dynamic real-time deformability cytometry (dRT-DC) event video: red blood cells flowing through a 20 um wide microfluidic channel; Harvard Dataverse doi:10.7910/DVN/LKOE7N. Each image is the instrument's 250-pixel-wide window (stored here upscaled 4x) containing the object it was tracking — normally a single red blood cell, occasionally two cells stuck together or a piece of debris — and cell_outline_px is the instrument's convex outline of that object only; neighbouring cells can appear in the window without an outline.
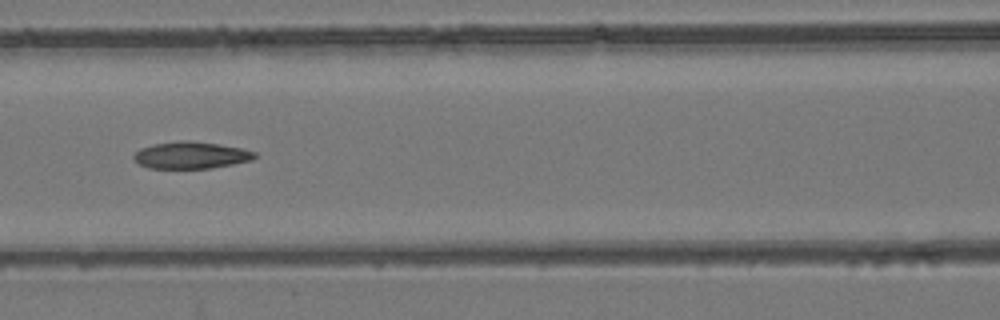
{"species": "common noctule bat (a hibernating species)", "species_latin": "Nyctalus noctula", "temperature_condition": "room temperature", "stored_images_in_passage": 8, "camera_frame_rate_fps": 3000, "um_per_image_px": 0.085, "animal": {"sex": "female", "body_mass_g": 24.6, "forearm_length_mm": 56.2}, "frame": {"image": 1, "passage_image": 8, "time_ms": 8.0, "image_size_px": [1000, 320], "cell_outline_px": [[256, 156], [252, 160], [212, 168], [148, 168], [140, 164], [132, 156], [140, 148], [152, 144], [184, 140], [188, 140], [216, 144], [240, 148], [256, 152]], "centroid_in_image_um": [16.22, 13.19], "position_along_channel_um": 150.4, "area_um2": 18.79}}